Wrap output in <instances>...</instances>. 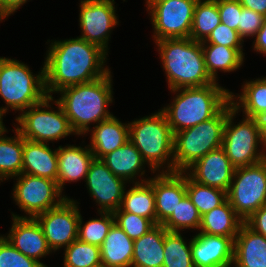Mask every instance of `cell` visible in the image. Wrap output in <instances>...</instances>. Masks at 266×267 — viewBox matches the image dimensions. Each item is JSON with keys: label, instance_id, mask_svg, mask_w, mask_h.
Listing matches in <instances>:
<instances>
[{"label": "cell", "instance_id": "cell-1", "mask_svg": "<svg viewBox=\"0 0 266 267\" xmlns=\"http://www.w3.org/2000/svg\"><path fill=\"white\" fill-rule=\"evenodd\" d=\"M49 46L44 61L47 96L69 86L95 81L110 72L104 66L108 53L81 37L54 40Z\"/></svg>", "mask_w": 266, "mask_h": 267}, {"label": "cell", "instance_id": "cell-2", "mask_svg": "<svg viewBox=\"0 0 266 267\" xmlns=\"http://www.w3.org/2000/svg\"><path fill=\"white\" fill-rule=\"evenodd\" d=\"M111 71L95 81L66 87L56 99L63 108L75 135H86L90 124L110 119L108 106L113 102ZM83 134V135H82Z\"/></svg>", "mask_w": 266, "mask_h": 267}, {"label": "cell", "instance_id": "cell-3", "mask_svg": "<svg viewBox=\"0 0 266 267\" xmlns=\"http://www.w3.org/2000/svg\"><path fill=\"white\" fill-rule=\"evenodd\" d=\"M170 91L176 96L161 110L173 134L215 117L230 102L231 92L218 83Z\"/></svg>", "mask_w": 266, "mask_h": 267}, {"label": "cell", "instance_id": "cell-4", "mask_svg": "<svg viewBox=\"0 0 266 267\" xmlns=\"http://www.w3.org/2000/svg\"><path fill=\"white\" fill-rule=\"evenodd\" d=\"M170 90L215 82L207 72L201 42L188 38L155 41Z\"/></svg>", "mask_w": 266, "mask_h": 267}, {"label": "cell", "instance_id": "cell-5", "mask_svg": "<svg viewBox=\"0 0 266 267\" xmlns=\"http://www.w3.org/2000/svg\"><path fill=\"white\" fill-rule=\"evenodd\" d=\"M129 140L138 149L152 174L156 171L173 172L174 134L161 109L130 122Z\"/></svg>", "mask_w": 266, "mask_h": 267}, {"label": "cell", "instance_id": "cell-6", "mask_svg": "<svg viewBox=\"0 0 266 267\" xmlns=\"http://www.w3.org/2000/svg\"><path fill=\"white\" fill-rule=\"evenodd\" d=\"M40 71L38 75L33 74L25 63L0 57V97L6 104L5 107H0L2 117L8 109L21 113L47 96L44 64Z\"/></svg>", "mask_w": 266, "mask_h": 267}, {"label": "cell", "instance_id": "cell-7", "mask_svg": "<svg viewBox=\"0 0 266 267\" xmlns=\"http://www.w3.org/2000/svg\"><path fill=\"white\" fill-rule=\"evenodd\" d=\"M229 102L215 117L174 133L173 172H185L208 152L222 146Z\"/></svg>", "mask_w": 266, "mask_h": 267}, {"label": "cell", "instance_id": "cell-8", "mask_svg": "<svg viewBox=\"0 0 266 267\" xmlns=\"http://www.w3.org/2000/svg\"><path fill=\"white\" fill-rule=\"evenodd\" d=\"M50 103L55 104L57 110H53ZM15 120L18 124L14 125L15 129L29 141L50 143L75 135L63 108L53 96H46L40 103L22 111Z\"/></svg>", "mask_w": 266, "mask_h": 267}, {"label": "cell", "instance_id": "cell-9", "mask_svg": "<svg viewBox=\"0 0 266 267\" xmlns=\"http://www.w3.org/2000/svg\"><path fill=\"white\" fill-rule=\"evenodd\" d=\"M238 115L232 109L227 116L224 127L222 147L235 168L251 166L266 159V152L259 149L260 134L257 119L243 117L236 124L233 120Z\"/></svg>", "mask_w": 266, "mask_h": 267}, {"label": "cell", "instance_id": "cell-10", "mask_svg": "<svg viewBox=\"0 0 266 267\" xmlns=\"http://www.w3.org/2000/svg\"><path fill=\"white\" fill-rule=\"evenodd\" d=\"M226 196L244 222L266 205V159L251 166L235 168Z\"/></svg>", "mask_w": 266, "mask_h": 267}, {"label": "cell", "instance_id": "cell-11", "mask_svg": "<svg viewBox=\"0 0 266 267\" xmlns=\"http://www.w3.org/2000/svg\"><path fill=\"white\" fill-rule=\"evenodd\" d=\"M13 199L24 211V216L12 213L13 217L35 218L49 209L58 207L67 196L59 190L56 181L21 173L16 176Z\"/></svg>", "mask_w": 266, "mask_h": 267}, {"label": "cell", "instance_id": "cell-12", "mask_svg": "<svg viewBox=\"0 0 266 267\" xmlns=\"http://www.w3.org/2000/svg\"><path fill=\"white\" fill-rule=\"evenodd\" d=\"M198 0H165L146 6L151 16L154 42L163 39L188 38L192 29L194 8Z\"/></svg>", "mask_w": 266, "mask_h": 267}, {"label": "cell", "instance_id": "cell-13", "mask_svg": "<svg viewBox=\"0 0 266 267\" xmlns=\"http://www.w3.org/2000/svg\"><path fill=\"white\" fill-rule=\"evenodd\" d=\"M79 203L66 198L58 207L35 217L52 252L68 247L78 238Z\"/></svg>", "mask_w": 266, "mask_h": 267}, {"label": "cell", "instance_id": "cell-14", "mask_svg": "<svg viewBox=\"0 0 266 267\" xmlns=\"http://www.w3.org/2000/svg\"><path fill=\"white\" fill-rule=\"evenodd\" d=\"M79 13V37L100 46L108 53L110 34L119 25L114 0H81ZM110 37V38H109Z\"/></svg>", "mask_w": 266, "mask_h": 267}, {"label": "cell", "instance_id": "cell-15", "mask_svg": "<svg viewBox=\"0 0 266 267\" xmlns=\"http://www.w3.org/2000/svg\"><path fill=\"white\" fill-rule=\"evenodd\" d=\"M84 181L99 206L98 212L113 213L120 208L127 181L115 176L101 159H93Z\"/></svg>", "mask_w": 266, "mask_h": 267}, {"label": "cell", "instance_id": "cell-16", "mask_svg": "<svg viewBox=\"0 0 266 267\" xmlns=\"http://www.w3.org/2000/svg\"><path fill=\"white\" fill-rule=\"evenodd\" d=\"M154 176L147 182L155 196L156 225H162L186 195V172H156Z\"/></svg>", "mask_w": 266, "mask_h": 267}, {"label": "cell", "instance_id": "cell-17", "mask_svg": "<svg viewBox=\"0 0 266 267\" xmlns=\"http://www.w3.org/2000/svg\"><path fill=\"white\" fill-rule=\"evenodd\" d=\"M235 167L221 146L208 152L185 172L196 182L228 191Z\"/></svg>", "mask_w": 266, "mask_h": 267}, {"label": "cell", "instance_id": "cell-18", "mask_svg": "<svg viewBox=\"0 0 266 267\" xmlns=\"http://www.w3.org/2000/svg\"><path fill=\"white\" fill-rule=\"evenodd\" d=\"M12 226L5 237L22 254L39 262L43 267L47 265L40 259L52 253L43 230L35 218L12 217Z\"/></svg>", "mask_w": 266, "mask_h": 267}, {"label": "cell", "instance_id": "cell-19", "mask_svg": "<svg viewBox=\"0 0 266 267\" xmlns=\"http://www.w3.org/2000/svg\"><path fill=\"white\" fill-rule=\"evenodd\" d=\"M191 238L195 267H224L232 264L235 237L198 233Z\"/></svg>", "mask_w": 266, "mask_h": 267}, {"label": "cell", "instance_id": "cell-20", "mask_svg": "<svg viewBox=\"0 0 266 267\" xmlns=\"http://www.w3.org/2000/svg\"><path fill=\"white\" fill-rule=\"evenodd\" d=\"M58 158V176L57 185L61 192H63L66 182H77L86 179L89 166L94 159V155L89 148L65 145L59 146L57 151Z\"/></svg>", "mask_w": 266, "mask_h": 267}, {"label": "cell", "instance_id": "cell-21", "mask_svg": "<svg viewBox=\"0 0 266 267\" xmlns=\"http://www.w3.org/2000/svg\"><path fill=\"white\" fill-rule=\"evenodd\" d=\"M101 160L115 176L125 179L129 183H143L150 179L149 177L143 179L146 171L144 168L147 163L130 140L115 151L105 155ZM136 176L142 179L136 181Z\"/></svg>", "mask_w": 266, "mask_h": 267}, {"label": "cell", "instance_id": "cell-22", "mask_svg": "<svg viewBox=\"0 0 266 267\" xmlns=\"http://www.w3.org/2000/svg\"><path fill=\"white\" fill-rule=\"evenodd\" d=\"M233 266L266 267V237L243 223L234 239Z\"/></svg>", "mask_w": 266, "mask_h": 267}, {"label": "cell", "instance_id": "cell-23", "mask_svg": "<svg viewBox=\"0 0 266 267\" xmlns=\"http://www.w3.org/2000/svg\"><path fill=\"white\" fill-rule=\"evenodd\" d=\"M57 149H51L49 143L33 142L24 138L22 173L44 177L57 181Z\"/></svg>", "mask_w": 266, "mask_h": 267}, {"label": "cell", "instance_id": "cell-24", "mask_svg": "<svg viewBox=\"0 0 266 267\" xmlns=\"http://www.w3.org/2000/svg\"><path fill=\"white\" fill-rule=\"evenodd\" d=\"M89 132H91L89 148L94 158L102 159L129 141V122L121 123L113 115L110 119L99 122Z\"/></svg>", "mask_w": 266, "mask_h": 267}, {"label": "cell", "instance_id": "cell-25", "mask_svg": "<svg viewBox=\"0 0 266 267\" xmlns=\"http://www.w3.org/2000/svg\"><path fill=\"white\" fill-rule=\"evenodd\" d=\"M167 232L163 225L157 224L146 234L134 240L131 267H162Z\"/></svg>", "mask_w": 266, "mask_h": 267}, {"label": "cell", "instance_id": "cell-26", "mask_svg": "<svg viewBox=\"0 0 266 267\" xmlns=\"http://www.w3.org/2000/svg\"><path fill=\"white\" fill-rule=\"evenodd\" d=\"M134 241L115 223L100 246L103 267H131Z\"/></svg>", "mask_w": 266, "mask_h": 267}, {"label": "cell", "instance_id": "cell-27", "mask_svg": "<svg viewBox=\"0 0 266 267\" xmlns=\"http://www.w3.org/2000/svg\"><path fill=\"white\" fill-rule=\"evenodd\" d=\"M241 90L238 96L230 92L233 109L238 113L242 110L243 116L248 118L266 116V76L246 81Z\"/></svg>", "mask_w": 266, "mask_h": 267}, {"label": "cell", "instance_id": "cell-28", "mask_svg": "<svg viewBox=\"0 0 266 267\" xmlns=\"http://www.w3.org/2000/svg\"><path fill=\"white\" fill-rule=\"evenodd\" d=\"M243 223L244 221L236 214L226 199L220 206L201 216L199 233L236 237Z\"/></svg>", "mask_w": 266, "mask_h": 267}, {"label": "cell", "instance_id": "cell-29", "mask_svg": "<svg viewBox=\"0 0 266 267\" xmlns=\"http://www.w3.org/2000/svg\"><path fill=\"white\" fill-rule=\"evenodd\" d=\"M205 66L210 77L217 82L218 71L233 72L244 62L243 48H231L219 44L201 43Z\"/></svg>", "mask_w": 266, "mask_h": 267}, {"label": "cell", "instance_id": "cell-30", "mask_svg": "<svg viewBox=\"0 0 266 267\" xmlns=\"http://www.w3.org/2000/svg\"><path fill=\"white\" fill-rule=\"evenodd\" d=\"M13 131L14 137H6V127L0 130V183L22 173L24 138L16 129Z\"/></svg>", "mask_w": 266, "mask_h": 267}, {"label": "cell", "instance_id": "cell-31", "mask_svg": "<svg viewBox=\"0 0 266 267\" xmlns=\"http://www.w3.org/2000/svg\"><path fill=\"white\" fill-rule=\"evenodd\" d=\"M120 209L148 218L156 225L155 196L152 186L147 181L133 183L130 189L124 191Z\"/></svg>", "mask_w": 266, "mask_h": 267}, {"label": "cell", "instance_id": "cell-32", "mask_svg": "<svg viewBox=\"0 0 266 267\" xmlns=\"http://www.w3.org/2000/svg\"><path fill=\"white\" fill-rule=\"evenodd\" d=\"M221 23L217 0H198L192 20L190 38L202 42Z\"/></svg>", "mask_w": 266, "mask_h": 267}, {"label": "cell", "instance_id": "cell-33", "mask_svg": "<svg viewBox=\"0 0 266 267\" xmlns=\"http://www.w3.org/2000/svg\"><path fill=\"white\" fill-rule=\"evenodd\" d=\"M186 194L201 216L220 206L227 199L224 190L200 184L194 181L187 173Z\"/></svg>", "mask_w": 266, "mask_h": 267}, {"label": "cell", "instance_id": "cell-34", "mask_svg": "<svg viewBox=\"0 0 266 267\" xmlns=\"http://www.w3.org/2000/svg\"><path fill=\"white\" fill-rule=\"evenodd\" d=\"M181 234V232L165 234L162 267H195L192 259L191 240L187 242Z\"/></svg>", "mask_w": 266, "mask_h": 267}, {"label": "cell", "instance_id": "cell-35", "mask_svg": "<svg viewBox=\"0 0 266 267\" xmlns=\"http://www.w3.org/2000/svg\"><path fill=\"white\" fill-rule=\"evenodd\" d=\"M64 251L63 267L102 266L99 246L88 244L77 238Z\"/></svg>", "mask_w": 266, "mask_h": 267}, {"label": "cell", "instance_id": "cell-36", "mask_svg": "<svg viewBox=\"0 0 266 267\" xmlns=\"http://www.w3.org/2000/svg\"><path fill=\"white\" fill-rule=\"evenodd\" d=\"M200 224L201 215L186 194L173 214L162 225L168 232H180L184 229L199 230Z\"/></svg>", "mask_w": 266, "mask_h": 267}, {"label": "cell", "instance_id": "cell-37", "mask_svg": "<svg viewBox=\"0 0 266 267\" xmlns=\"http://www.w3.org/2000/svg\"><path fill=\"white\" fill-rule=\"evenodd\" d=\"M100 218H92L83 223L80 213L78 223V239L88 244L101 246L106 238L109 229L114 223V216L111 212H98Z\"/></svg>", "mask_w": 266, "mask_h": 267}, {"label": "cell", "instance_id": "cell-38", "mask_svg": "<svg viewBox=\"0 0 266 267\" xmlns=\"http://www.w3.org/2000/svg\"><path fill=\"white\" fill-rule=\"evenodd\" d=\"M117 224L133 241L146 234L155 224L148 218L124 212L120 208L113 212Z\"/></svg>", "mask_w": 266, "mask_h": 267}, {"label": "cell", "instance_id": "cell-39", "mask_svg": "<svg viewBox=\"0 0 266 267\" xmlns=\"http://www.w3.org/2000/svg\"><path fill=\"white\" fill-rule=\"evenodd\" d=\"M0 267H43L39 262L19 252L3 235H0Z\"/></svg>", "mask_w": 266, "mask_h": 267}, {"label": "cell", "instance_id": "cell-40", "mask_svg": "<svg viewBox=\"0 0 266 267\" xmlns=\"http://www.w3.org/2000/svg\"><path fill=\"white\" fill-rule=\"evenodd\" d=\"M264 19V15L243 7L237 28L240 38L243 41L247 37L254 38L262 27Z\"/></svg>", "mask_w": 266, "mask_h": 267}, {"label": "cell", "instance_id": "cell-41", "mask_svg": "<svg viewBox=\"0 0 266 267\" xmlns=\"http://www.w3.org/2000/svg\"><path fill=\"white\" fill-rule=\"evenodd\" d=\"M244 41L236 30L229 28L227 25L220 23L201 43L219 44L231 48H243Z\"/></svg>", "mask_w": 266, "mask_h": 267}, {"label": "cell", "instance_id": "cell-42", "mask_svg": "<svg viewBox=\"0 0 266 267\" xmlns=\"http://www.w3.org/2000/svg\"><path fill=\"white\" fill-rule=\"evenodd\" d=\"M217 6L221 23L237 31L243 8L239 0H217Z\"/></svg>", "mask_w": 266, "mask_h": 267}, {"label": "cell", "instance_id": "cell-43", "mask_svg": "<svg viewBox=\"0 0 266 267\" xmlns=\"http://www.w3.org/2000/svg\"><path fill=\"white\" fill-rule=\"evenodd\" d=\"M244 223L254 232L266 237V205L254 212Z\"/></svg>", "mask_w": 266, "mask_h": 267}, {"label": "cell", "instance_id": "cell-44", "mask_svg": "<svg viewBox=\"0 0 266 267\" xmlns=\"http://www.w3.org/2000/svg\"><path fill=\"white\" fill-rule=\"evenodd\" d=\"M28 0H0V21L14 14Z\"/></svg>", "mask_w": 266, "mask_h": 267}, {"label": "cell", "instance_id": "cell-45", "mask_svg": "<svg viewBox=\"0 0 266 267\" xmlns=\"http://www.w3.org/2000/svg\"><path fill=\"white\" fill-rule=\"evenodd\" d=\"M253 50L257 53L266 55V17L260 30L256 33L253 41Z\"/></svg>", "mask_w": 266, "mask_h": 267}, {"label": "cell", "instance_id": "cell-46", "mask_svg": "<svg viewBox=\"0 0 266 267\" xmlns=\"http://www.w3.org/2000/svg\"><path fill=\"white\" fill-rule=\"evenodd\" d=\"M242 7L260 13L266 17V0H239Z\"/></svg>", "mask_w": 266, "mask_h": 267}, {"label": "cell", "instance_id": "cell-47", "mask_svg": "<svg viewBox=\"0 0 266 267\" xmlns=\"http://www.w3.org/2000/svg\"><path fill=\"white\" fill-rule=\"evenodd\" d=\"M259 123V134H260V144L261 149L266 152V116L257 119Z\"/></svg>", "mask_w": 266, "mask_h": 267}, {"label": "cell", "instance_id": "cell-48", "mask_svg": "<svg viewBox=\"0 0 266 267\" xmlns=\"http://www.w3.org/2000/svg\"><path fill=\"white\" fill-rule=\"evenodd\" d=\"M162 1H165V0H146L145 4H147L146 6H153L155 3L162 2Z\"/></svg>", "mask_w": 266, "mask_h": 267}, {"label": "cell", "instance_id": "cell-49", "mask_svg": "<svg viewBox=\"0 0 266 267\" xmlns=\"http://www.w3.org/2000/svg\"><path fill=\"white\" fill-rule=\"evenodd\" d=\"M4 123H3V118L2 116L0 115V130L4 127Z\"/></svg>", "mask_w": 266, "mask_h": 267}, {"label": "cell", "instance_id": "cell-50", "mask_svg": "<svg viewBox=\"0 0 266 267\" xmlns=\"http://www.w3.org/2000/svg\"><path fill=\"white\" fill-rule=\"evenodd\" d=\"M233 266V264H230V265H227V266H224V267H232ZM233 267H235V266H233Z\"/></svg>", "mask_w": 266, "mask_h": 267}]
</instances>
